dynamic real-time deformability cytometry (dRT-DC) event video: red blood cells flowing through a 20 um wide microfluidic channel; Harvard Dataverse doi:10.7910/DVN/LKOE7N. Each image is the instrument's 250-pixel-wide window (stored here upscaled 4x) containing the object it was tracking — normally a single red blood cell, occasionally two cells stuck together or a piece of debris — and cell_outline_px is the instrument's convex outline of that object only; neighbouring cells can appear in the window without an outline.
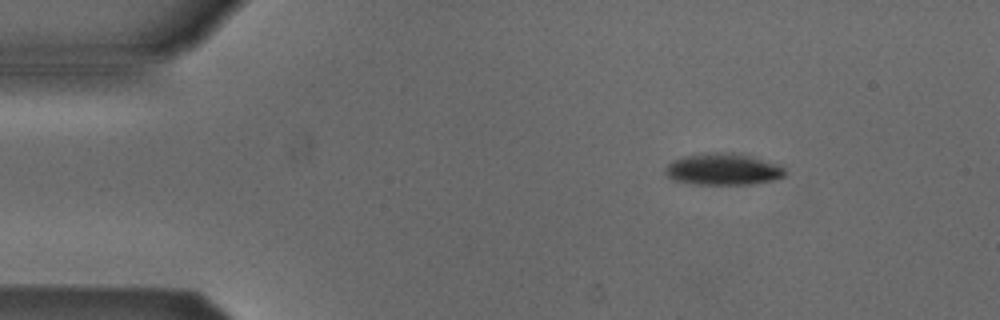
{"species": "Egyptian fruit bat (a non-hibernating species)", "species_latin": "Rousettus aegyptiacus", "temperature_condition": "cold", "stored_images_in_passage": 4, "camera_frame_rate_fps": 3000, "um_per_image_px": 0.085, "animal": {"sex": "male"}, "frame": {"image": 1, "passage_image": 2, "time_ms": 1.333, "image_size_px": [1000, 320], "cell_outline_px": [[784, 176], [776, 180], [752, 184], [696, 184], [672, 180], [664, 172], [664, 168], [672, 160], [684, 156], [712, 152], [732, 152], [752, 156], [780, 164], [784, 168]], "centroid_in_image_um": [61.47, 14.38], "position_along_channel_um": 23.5, "area_um2": 22.31}}